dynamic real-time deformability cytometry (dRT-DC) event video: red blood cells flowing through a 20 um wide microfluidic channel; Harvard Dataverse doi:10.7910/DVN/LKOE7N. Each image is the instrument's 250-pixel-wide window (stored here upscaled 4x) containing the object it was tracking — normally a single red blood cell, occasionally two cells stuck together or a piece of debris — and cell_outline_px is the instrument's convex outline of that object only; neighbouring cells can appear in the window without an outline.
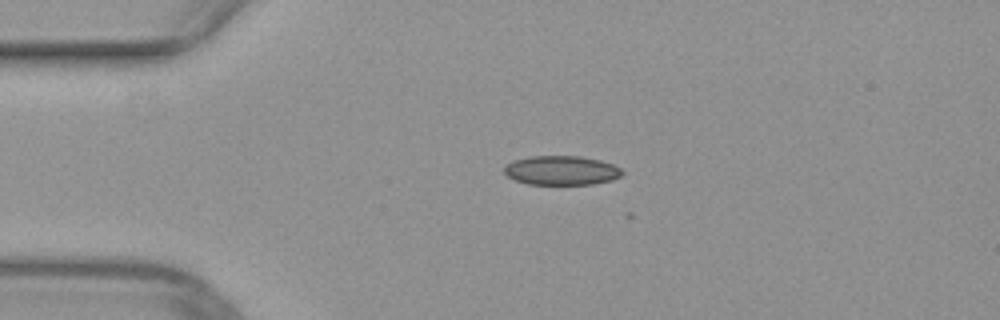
{"species": "common noctule bat (a hibernating species)", "species_latin": "Nyctalus noctula", "temperature_condition": "warm", "stored_images_in_passage": 4, "camera_frame_rate_fps": 3000, "um_per_image_px": 0.085, "animal": {"sex": "female", "body_mass_g": 29.2, "forearm_length_mm": 56.3}, "frame": {"image": 1, "passage_image": 2, "time_ms": 0.333, "image_size_px": [1000, 320], "cell_outline_px": [[624, 172], [620, 176], [612, 180], [592, 184], [528, 184], [516, 180], [508, 176], [504, 172], [504, 168], [508, 164], [516, 160], [532, 156], [580, 156], [600, 160], [612, 164], [620, 168]], "centroid_in_image_um": [47.75, 14.48], "position_along_channel_um": 37.2, "area_um2": 19.88}}